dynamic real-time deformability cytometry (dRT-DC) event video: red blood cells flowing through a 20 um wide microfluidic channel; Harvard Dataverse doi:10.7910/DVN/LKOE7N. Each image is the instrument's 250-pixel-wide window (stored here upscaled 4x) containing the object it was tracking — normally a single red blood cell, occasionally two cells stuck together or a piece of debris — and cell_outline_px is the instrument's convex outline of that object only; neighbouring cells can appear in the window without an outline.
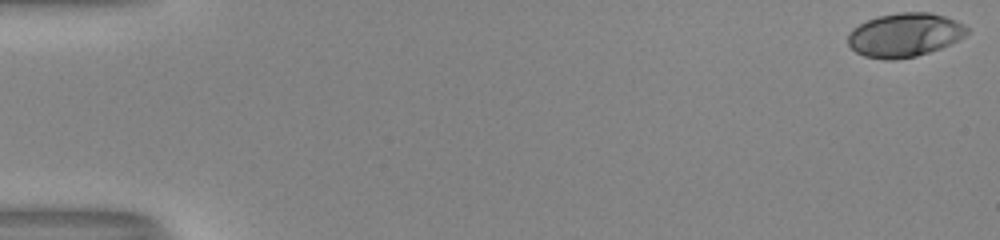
{"species": "human", "species_latin": "Homo sapiens", "temperature_condition": "room temperature", "stored_images_in_passage": 53, "camera_frame_rate_fps": 3000, "um_per_image_px": 0.085, "donor": {"sex": "male"}, "frame": {"image": 1, "passage_image": 1, "time_ms": 0.0, "image_size_px": [1000, 240], "cell_outline_px": [[968, 32], [964, 36], [940, 48], [916, 56], [892, 60], [884, 60], [864, 56], [856, 52], [848, 44], [848, 32], [852, 28], [876, 16], [900, 12], [928, 12], [944, 16], [956, 20], [964, 24], [968, 28]], "centroid_in_image_um": [76.86, 2.97], "position_along_channel_um": 8.1, "area_um2": 30.35}}
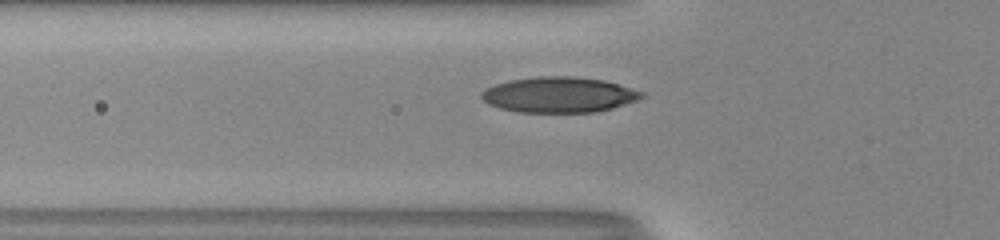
{"frame": {"image": 2, "passage_image": 20, "time_ms": 6.333, "image_size_px": [1000, 240], "cell_outline_px": [[644, 96], [636, 100], [612, 108], [596, 112], [516, 112], [500, 108], [488, 104], [480, 96], [480, 92], [496, 84], [508, 80], [540, 76], [572, 76], [604, 80], [644, 92]], "centroid_in_image_um": [47.49, 8.05], "position_along_channel_um": 78.3, "area_um2": 33.06}}
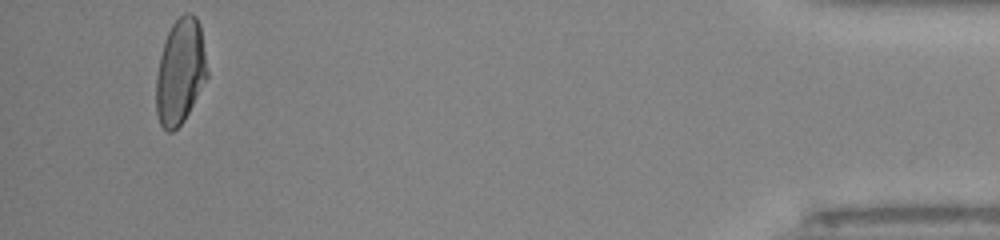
{"frame": {"image": 3, "passage_image": 51, "time_ms": 16.667, "image_size_px": [1000, 240], "cell_outline_px": [[208, 76], [184, 120], [172, 132], [168, 132], [160, 124], [156, 112], [156, 76], [160, 56], [168, 32], [172, 24], [184, 12], [188, 12], [196, 16], [200, 24], [208, 72]], "centroid_in_image_um": [15.32, 6.07], "position_along_channel_um": 419.9, "area_um2": 31.21}, "authors_computed_cell_mechanics": {"area_um2": 30.7496, "velocity_mm_per_s": 4.038, "shape_relaxation_time_tau1_ms": 6.4065, "shape_relaxation_time_tau2_ms": 0.8006, "deformation_change_tau1": 0.2331, "deformation_change_tau2": 0.0489}}